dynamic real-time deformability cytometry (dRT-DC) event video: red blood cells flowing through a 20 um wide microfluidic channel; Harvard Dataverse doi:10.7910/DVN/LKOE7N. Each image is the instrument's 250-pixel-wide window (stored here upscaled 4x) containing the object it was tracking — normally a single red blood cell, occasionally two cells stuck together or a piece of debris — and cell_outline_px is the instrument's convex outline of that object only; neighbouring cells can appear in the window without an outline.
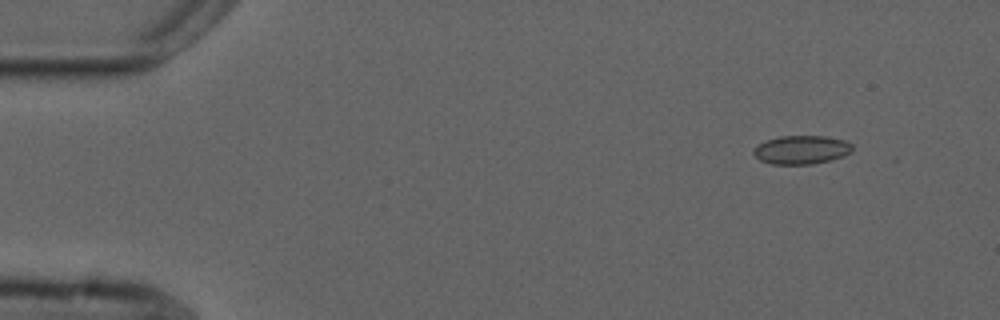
{"species": "common noctule bat (a hibernating species)", "species_latin": "Nyctalus noctula", "temperature_condition": "cold", "stored_images_in_passage": 4, "camera_frame_rate_fps": 3000, "um_per_image_px": 0.085, "animal": {"sex": "male", "forearm_length_mm": 52.5}, "frame": {"image": 1, "passage_image": 1, "time_ms": 0.0, "image_size_px": [1000, 320], "cell_outline_px": [[852, 152], [844, 156], [832, 160], [812, 164], [772, 164], [760, 160], [752, 152], [760, 144], [768, 140], [780, 136], [824, 136], [844, 140], [852, 144]], "centroid_in_image_um": [68.17, 12.74], "position_along_channel_um": 16.8, "area_um2": 16.36}}
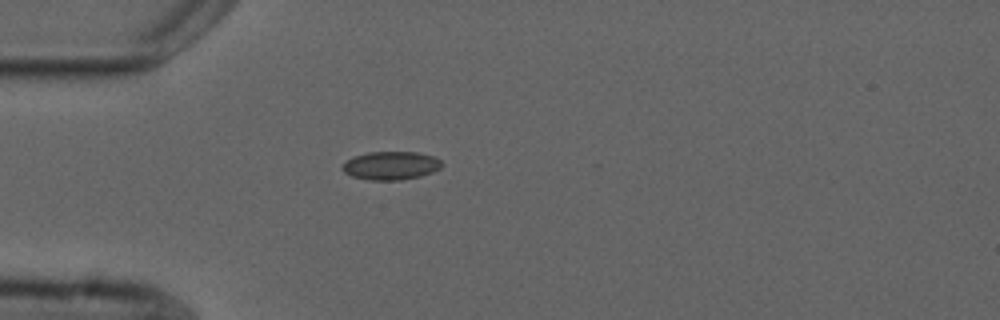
{"frame": {"image": 2, "passage_image": 4, "time_ms": 3.333, "image_size_px": [1000, 320], "cell_outline_px": [[444, 164], [440, 168], [432, 172], [420, 176], [400, 180], [368, 180], [352, 176], [344, 172], [340, 168], [352, 156], [368, 152], [416, 152], [432, 156], [440, 160]], "centroid_in_image_um": [33.21, 14.07], "position_along_channel_um": 51.8, "area_um2": 16.42}}